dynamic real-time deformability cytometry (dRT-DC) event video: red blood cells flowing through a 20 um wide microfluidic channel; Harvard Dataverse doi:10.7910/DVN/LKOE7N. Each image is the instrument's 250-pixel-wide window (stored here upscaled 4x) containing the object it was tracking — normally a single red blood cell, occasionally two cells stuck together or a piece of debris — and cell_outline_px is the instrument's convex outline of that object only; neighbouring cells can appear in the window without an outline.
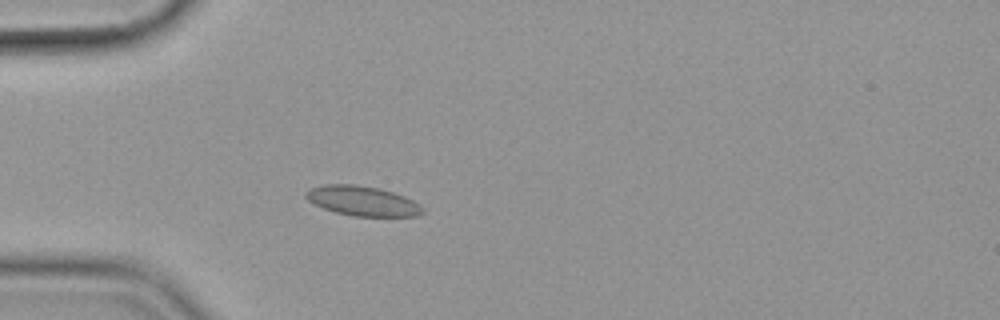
{"species": "common noctule bat (a hibernating species)", "species_latin": "Nyctalus noctula", "temperature_condition": "cold", "stored_images_in_passage": 54, "camera_frame_rate_fps": 3000, "um_per_image_px": 0.085, "animal": {"sex": "female", "body_mass_g": 19.9}, "frame": {"image": 1, "passage_image": 14, "time_ms": 4.333, "image_size_px": [1000, 320], "cell_outline_px": [[424, 212], [420, 216], [352, 216], [336, 212], [324, 208], [308, 200], [304, 196], [304, 192], [308, 188], [324, 184], [356, 184], [380, 188], [404, 196], [420, 204], [424, 208]], "centroid_in_image_um": [30.81, 17.07], "position_along_channel_um": 54.2, "area_um2": 20.4}}
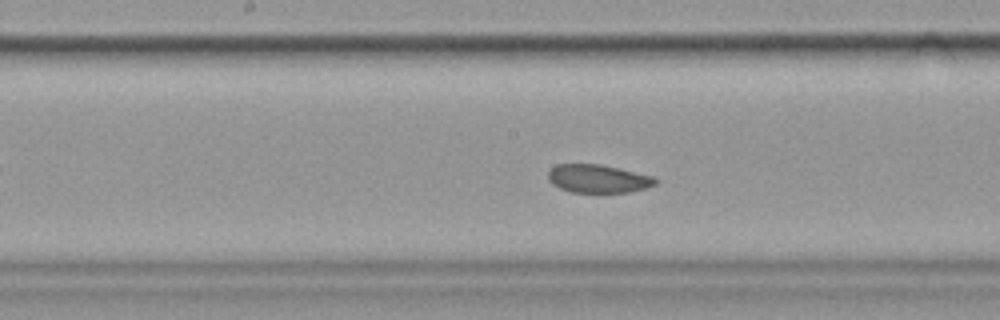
{"frame": {"image": 2, "passage_image": 27, "time_ms": 8.667, "image_size_px": [1000, 320], "cell_outline_px": [[660, 180], [656, 184], [644, 188], [628, 192], [572, 192], [560, 188], [552, 184], [548, 180], [548, 172], [556, 164], [600, 164], [652, 176]], "centroid_in_image_um": [50.82, 15.18], "position_along_channel_um": 197.4, "area_um2": 17.51}}
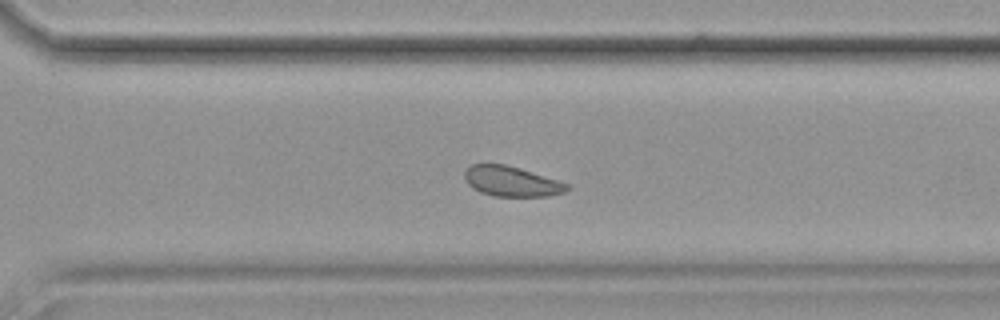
{"frame": {"image": 3, "passage_image": 38, "time_ms": 12.333, "image_size_px": [1000, 320], "cell_outline_px": [[572, 188], [564, 192], [548, 196], [492, 196], [480, 192], [472, 188], [464, 180], [464, 172], [472, 164], [504, 164], [572, 184]], "centroid_in_image_um": [43.5, 15.43], "position_along_channel_um": 327.1, "area_um2": 18.03}}